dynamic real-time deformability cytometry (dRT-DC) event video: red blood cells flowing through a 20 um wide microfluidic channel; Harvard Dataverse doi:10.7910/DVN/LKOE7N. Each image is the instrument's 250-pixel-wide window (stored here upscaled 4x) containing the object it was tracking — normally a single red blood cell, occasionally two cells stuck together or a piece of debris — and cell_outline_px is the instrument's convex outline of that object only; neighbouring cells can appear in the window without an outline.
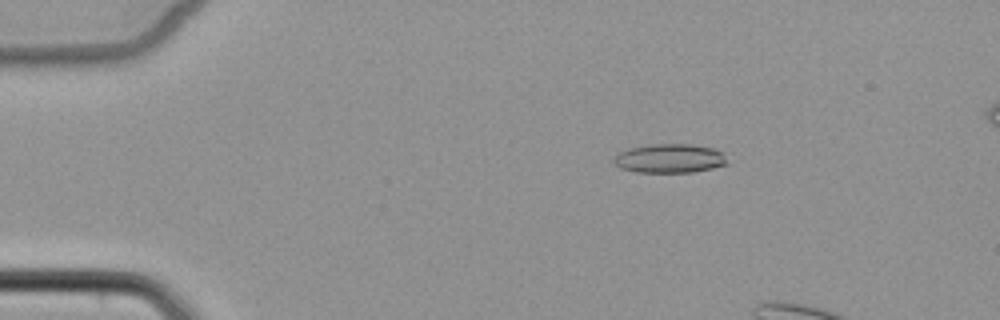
{"species": "common noctule bat (a hibernating species)", "species_latin": "Nyctalus noctula", "temperature_condition": "cold", "stored_images_in_passage": 4, "camera_frame_rate_fps": 3000, "um_per_image_px": 0.085, "animal": {"sex": "female", "body_mass_g": 22.7, "forearm_length_mm": 54.2}, "frame": {"image": 1, "passage_image": 1, "time_ms": 0.0, "image_size_px": [1000, 320], "cell_outline_px": [[728, 164], [712, 168], [692, 172], [636, 172], [620, 168], [612, 160], [616, 152], [628, 148], [652, 144], [692, 144], [716, 148], [724, 152]], "centroid_in_image_um": [56.92, 13.45], "position_along_channel_um": 28.1, "area_um2": 19.48}}